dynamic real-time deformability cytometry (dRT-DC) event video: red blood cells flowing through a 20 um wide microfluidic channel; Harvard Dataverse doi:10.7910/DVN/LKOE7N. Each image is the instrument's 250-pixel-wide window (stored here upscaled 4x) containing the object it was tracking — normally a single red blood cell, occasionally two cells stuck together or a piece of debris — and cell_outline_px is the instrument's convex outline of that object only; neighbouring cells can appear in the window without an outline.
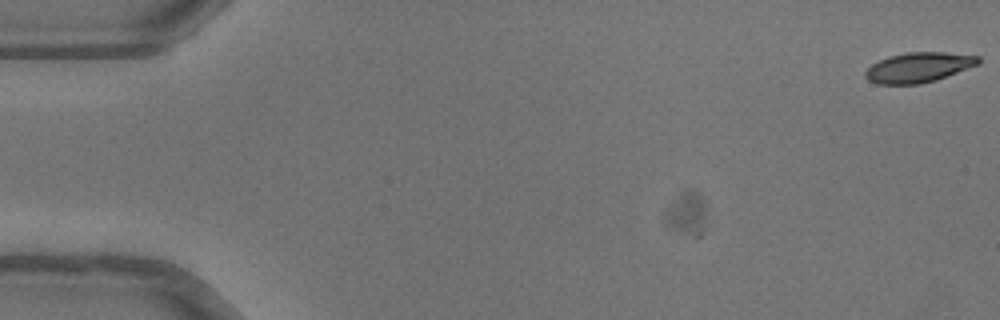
{"species": "common noctule bat (a hibernating species)", "species_latin": "Nyctalus noctula", "temperature_condition": "warm", "stored_images_in_passage": 52, "camera_frame_rate_fps": 3000, "um_per_image_px": 0.085, "animal": {"sex": "female"}, "frame": {"image": 1, "passage_image": 1, "time_ms": 0.0, "image_size_px": [1000, 320], "cell_outline_px": [[980, 60], [976, 64], [944, 76], [932, 80], [912, 84], [888, 84], [872, 80], [868, 76], [868, 72], [876, 64], [884, 60], [896, 56], [976, 56]], "centroid_in_image_um": [78.06, 5.82], "position_along_channel_um": 6.9, "area_um2": 16.3}}
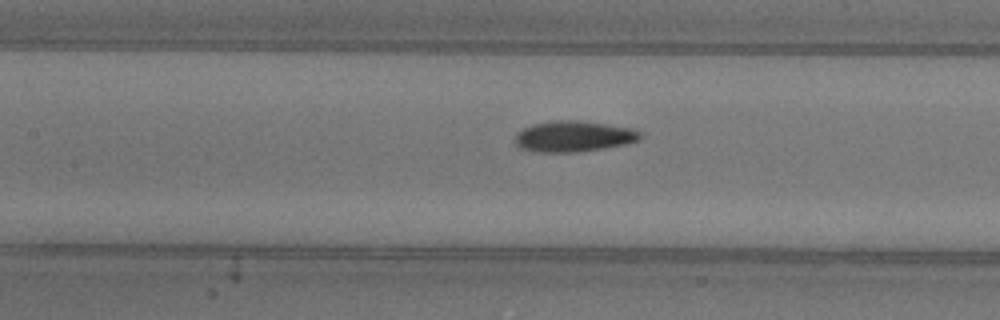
{"frame": {"image": 2, "passage_image": 24, "time_ms": 7.667, "image_size_px": [1000, 320], "cell_outline_px": [[636, 136], [632, 140], [612, 144], [588, 148], [532, 148], [524, 144], [520, 140], [520, 136], [524, 132], [532, 128], [548, 124], [580, 124], [608, 128], [632, 132]], "centroid_in_image_um": [48.72, 11.6], "position_along_channel_um": 158.7, "area_um2": 15.72}}
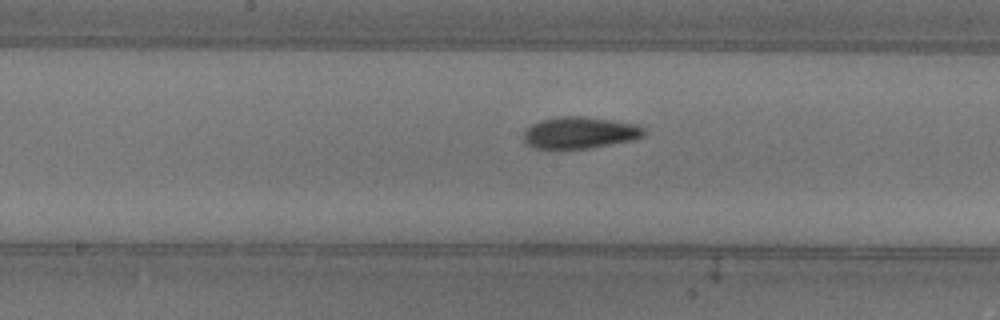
{"frame": {"image": 3, "passage_image": 27, "time_ms": 8.667, "image_size_px": [1000, 320], "cell_outline_px": [[640, 132], [636, 136], [596, 144], [560, 148], [540, 144], [532, 140], [528, 136], [532, 128], [540, 124], [564, 120], [580, 120], [612, 124], [636, 128]], "centroid_in_image_um": [49.21, 11.33], "position_along_channel_um": 199.0, "area_um2": 15.66}, "authors_computed_cell_mechanics": {"area_um2": 16.4152, "velocity_mm_per_s": 4.0371, "shape_relaxation_time_tau1_ms": 6.0615, "shape_relaxation_time_tau2_ms": 2.6742, "deformation_change_tau1": 0.2275, "deformation_change_tau2": 0.101}}